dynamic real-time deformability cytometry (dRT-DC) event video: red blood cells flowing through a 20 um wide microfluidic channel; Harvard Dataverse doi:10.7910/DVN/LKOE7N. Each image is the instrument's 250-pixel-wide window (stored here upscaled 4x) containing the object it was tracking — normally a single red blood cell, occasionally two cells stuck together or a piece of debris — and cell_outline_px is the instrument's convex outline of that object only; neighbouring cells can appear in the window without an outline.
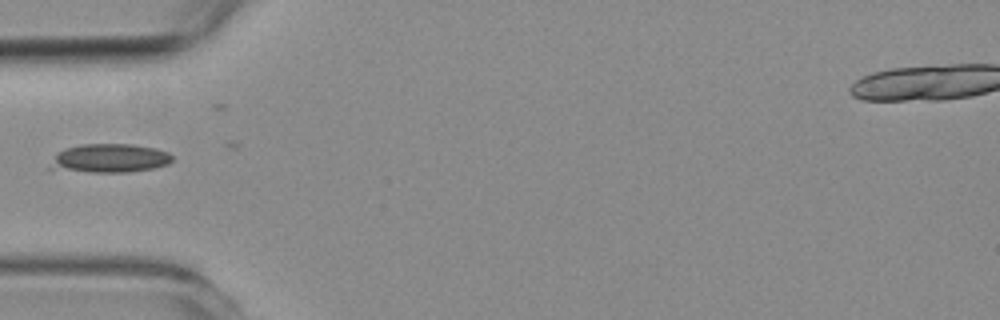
{"species": "common noctule bat (a hibernating species)", "species_latin": "Nyctalus noctula", "temperature_condition": "room temperature", "stored_images_in_passage": 11, "camera_frame_rate_fps": 3000, "um_per_image_px": 0.085, "animal": {"sex": "female", "body_mass_g": 19.3, "forearm_length_mm": 54.1}, "frame": {"image": 1, "passage_image": 1, "time_ms": 0.0, "image_size_px": [1000, 320], "cell_outline_px": [[172, 160], [168, 164], [152, 168], [128, 172], [88, 172], [44, 168], [60, 152], [68, 148], [80, 144], [132, 144], [156, 148], [168, 152], [172, 156]], "centroid_in_image_um": [9.31, 13.45], "position_along_channel_um": 75.7, "area_um2": 20.4}}
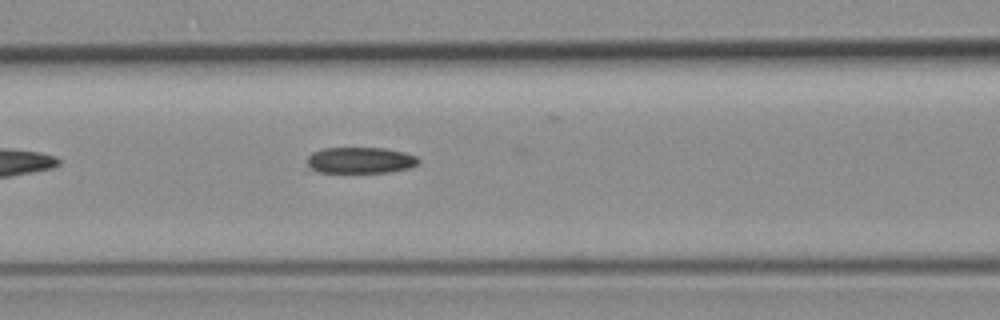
{"frame": {"image": 2, "passage_image": 6, "time_ms": 1.667, "image_size_px": [1000, 320], "cell_outline_px": [[420, 160], [412, 168], [392, 172], [320, 172], [312, 168], [308, 164], [308, 156], [312, 152], [324, 148], [384, 148], [404, 152], [416, 156]], "centroid_in_image_um": [30.67, 13.62], "position_along_channel_um": 135.9, "area_um2": 16.94}}